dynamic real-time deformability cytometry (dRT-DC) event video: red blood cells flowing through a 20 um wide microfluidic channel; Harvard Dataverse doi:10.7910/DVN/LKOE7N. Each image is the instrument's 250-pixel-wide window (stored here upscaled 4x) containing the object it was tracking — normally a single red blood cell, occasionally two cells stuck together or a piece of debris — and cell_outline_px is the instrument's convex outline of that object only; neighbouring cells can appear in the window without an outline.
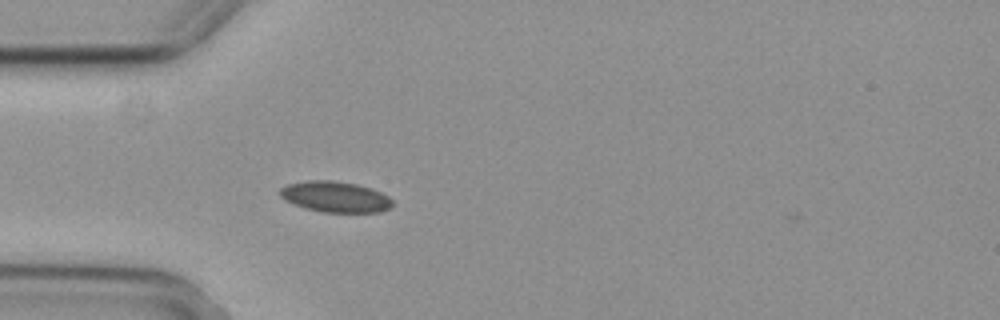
{"species": "common noctule bat (a hibernating species)", "species_latin": "Nyctalus noctula", "temperature_condition": "cold", "stored_images_in_passage": 3, "camera_frame_rate_fps": 3000, "um_per_image_px": 0.085, "animal": {"sex": "female", "body_mass_g": 29.2, "forearm_length_mm": 56.3}, "frame": {"image": 1, "passage_image": 3, "time_ms": 0.667, "image_size_px": [1000, 320], "cell_outline_px": [[392, 208], [380, 212], [320, 212], [304, 208], [292, 204], [284, 200], [280, 196], [280, 188], [288, 184], [308, 180], [332, 180], [356, 184], [372, 188], [388, 196], [392, 200]], "centroid_in_image_um": [28.49, 16.73], "position_along_channel_um": 56.5, "area_um2": 20.4}}